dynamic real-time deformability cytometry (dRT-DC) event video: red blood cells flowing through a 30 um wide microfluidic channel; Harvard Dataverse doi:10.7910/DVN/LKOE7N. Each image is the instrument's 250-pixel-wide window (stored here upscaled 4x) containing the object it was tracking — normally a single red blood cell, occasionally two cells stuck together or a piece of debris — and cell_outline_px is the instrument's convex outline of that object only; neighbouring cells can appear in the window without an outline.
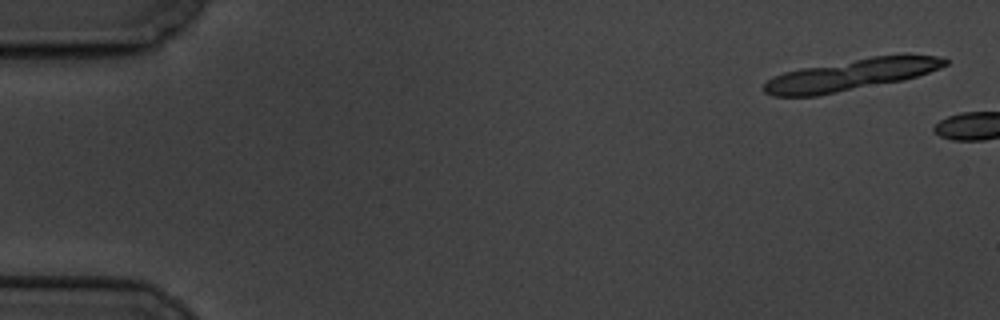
{"species": "common noctule bat (a hibernating species)", "species_latin": "Nyctalus noctula", "temperature_condition": "cold", "stored_images_in_passage": 2, "camera_frame_rate_fps": 3000, "um_per_image_px": 0.085, "animal": {"sex": "male", "body_mass_g": 19.5, "forearm_length_mm": 54.6}, "frame": {"image": 1, "passage_image": 1, "time_ms": 0.0, "image_size_px": [1000, 320], "cell_outline_px": [[948, 64], [940, 68], [904, 80], [816, 96], [772, 96], [764, 92], [764, 84], [772, 76], [784, 72], [800, 68], [872, 56], [936, 56], [948, 60]], "centroid_in_image_um": [72.26, 6.37], "position_along_channel_um": 12.7, "area_um2": 32.66}}